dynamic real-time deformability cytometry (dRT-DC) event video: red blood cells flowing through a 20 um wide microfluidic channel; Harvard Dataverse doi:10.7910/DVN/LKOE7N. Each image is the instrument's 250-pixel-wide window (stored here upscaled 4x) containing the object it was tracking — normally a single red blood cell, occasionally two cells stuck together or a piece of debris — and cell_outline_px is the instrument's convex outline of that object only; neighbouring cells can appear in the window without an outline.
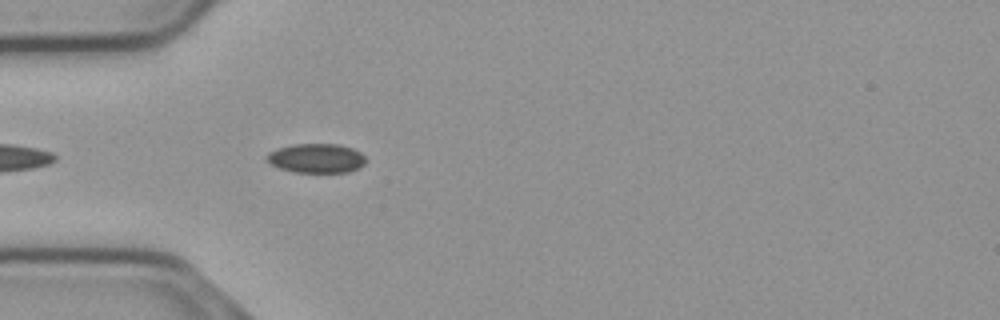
{"species": "common noctule bat (a hibernating species)", "species_latin": "Nyctalus noctula", "temperature_condition": "cold", "stored_images_in_passage": 12, "camera_frame_rate_fps": 3000, "um_per_image_px": 0.085, "animal": {"sex": "male", "body_mass_g": 23.1, "forearm_length_mm": 52.7}, "frame": {"image": 1, "passage_image": 4, "time_ms": 1.0, "image_size_px": [1000, 320], "cell_outline_px": [[368, 160], [360, 168], [348, 172], [292, 172], [280, 168], [264, 160], [264, 156], [268, 152], [276, 148], [292, 144], [340, 144], [352, 148], [360, 152]], "centroid_in_image_um": [26.87, 13.44], "position_along_channel_um": 58.1, "area_um2": 17.22}}
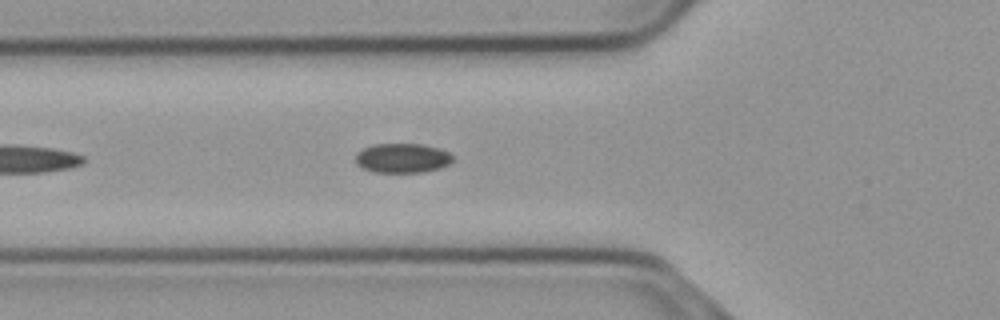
{"frame": {"image": 2, "passage_image": 7, "time_ms": 2.0, "image_size_px": [1000, 320], "cell_outline_px": [[452, 160], [448, 164], [440, 168], [424, 172], [376, 172], [364, 168], [356, 164], [356, 152], [372, 144], [420, 144], [436, 148], [448, 152], [452, 156]], "centroid_in_image_um": [34.17, 13.44], "position_along_channel_um": 91.6, "area_um2": 16.53}}